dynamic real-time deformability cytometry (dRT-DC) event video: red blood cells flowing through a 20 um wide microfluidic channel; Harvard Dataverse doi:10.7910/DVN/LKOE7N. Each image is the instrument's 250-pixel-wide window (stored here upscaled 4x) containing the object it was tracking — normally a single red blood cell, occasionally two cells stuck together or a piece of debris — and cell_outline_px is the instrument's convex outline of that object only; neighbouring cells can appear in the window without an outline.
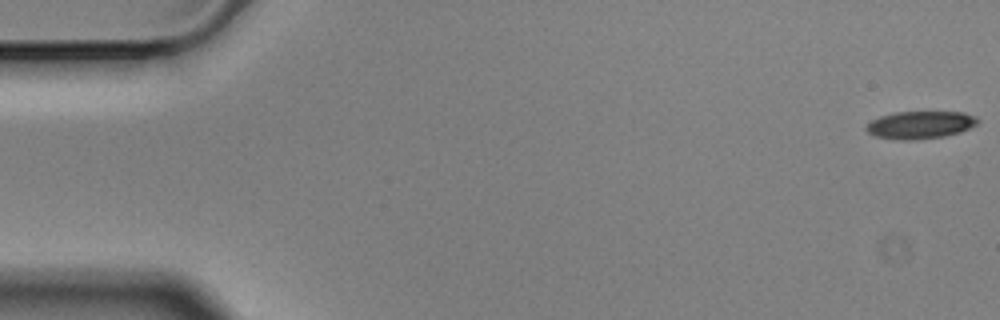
{"species": "Egyptian fruit bat (a non-hibernating species)", "species_latin": "Rousettus aegyptiacus", "temperature_condition": "cold", "stored_images_in_passage": 14, "camera_frame_rate_fps": 3000, "um_per_image_px": 0.085, "animal": {"sex": "male"}, "frame": {"image": 1, "passage_image": 1, "time_ms": 0.0, "image_size_px": [1000, 320], "cell_outline_px": [[980, 120], [976, 124], [960, 132], [944, 136], [912, 140], [904, 140], [876, 136], [868, 132], [864, 128], [872, 120], [880, 116], [896, 112], [964, 112], [976, 116]], "centroid_in_image_um": [78.23, 10.6], "position_along_channel_um": 6.8, "area_um2": 17.74}}
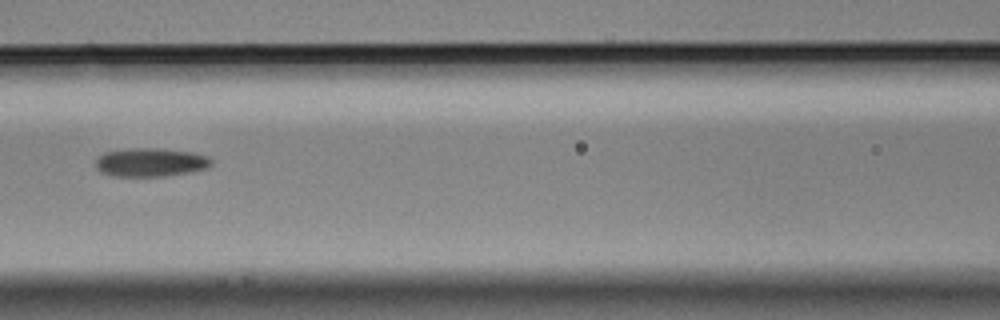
{"frame": {"image": 2, "passage_image": 7, "time_ms": 2.0, "image_size_px": [1000, 320], "cell_outline_px": [[212, 164], [208, 168], [192, 172], [164, 176], [112, 176], [100, 172], [96, 168], [96, 156], [104, 152], [132, 148], [156, 148], [192, 152], [208, 156], [212, 160]], "centroid_in_image_um": [12.79, 13.8], "position_along_channel_um": 153.8, "area_um2": 19.48}}
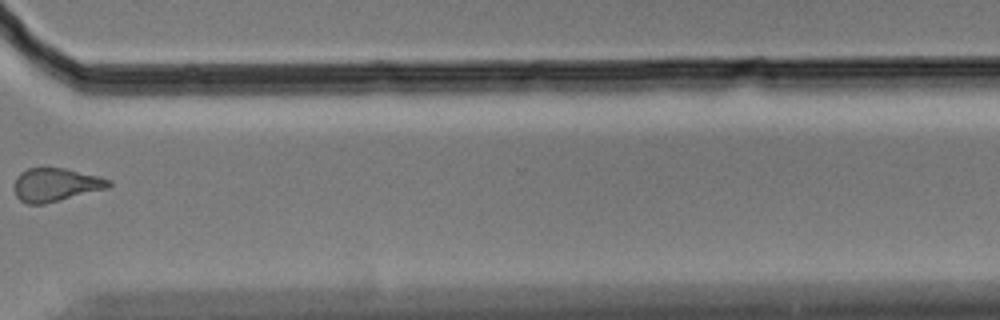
{"frame": {"image": 3, "passage_image": 12, "time_ms": 3.667, "image_size_px": [1000, 320], "cell_outline_px": [[112, 184], [108, 188], [44, 204], [28, 204], [20, 200], [16, 196], [12, 188], [12, 184], [16, 176], [20, 172], [28, 168], [44, 164], [64, 168], [100, 176], [112, 180]], "centroid_in_image_um": [4.68, 15.66], "position_along_channel_um": 365.9, "area_um2": 19.13}}